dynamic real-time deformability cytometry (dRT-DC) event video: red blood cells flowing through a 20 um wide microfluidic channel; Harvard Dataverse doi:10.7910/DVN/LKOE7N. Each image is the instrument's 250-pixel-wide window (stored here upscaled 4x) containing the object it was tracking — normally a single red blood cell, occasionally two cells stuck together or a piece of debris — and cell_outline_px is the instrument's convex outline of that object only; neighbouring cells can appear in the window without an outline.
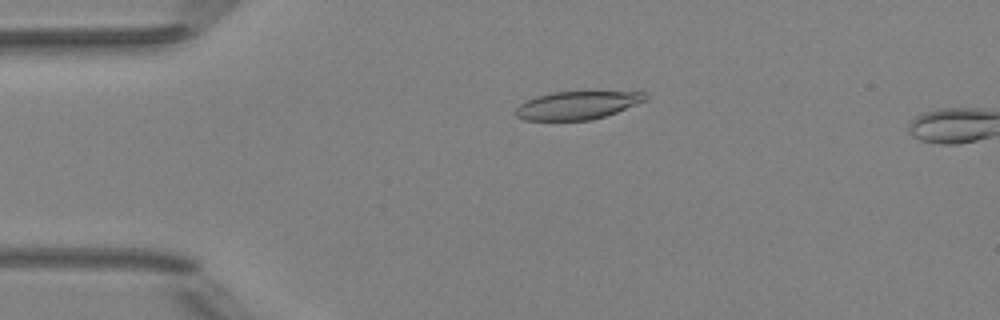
{"species": "Egyptian fruit bat (a non-hibernating species)", "species_latin": "Rousettus aegyptiacus", "temperature_condition": "room temperature", "stored_images_in_passage": 13, "camera_frame_rate_fps": 3000, "um_per_image_px": 0.085, "animal": {"sex": "female"}, "frame": {"image": 1, "passage_image": 11, "time_ms": 3.333, "image_size_px": [1000, 320], "cell_outline_px": [[648, 100], [616, 112], [592, 120], [524, 120], [516, 116], [512, 112], [520, 104], [536, 96], [552, 92], [644, 92], [648, 96]], "centroid_in_image_um": [49.05, 8.95], "position_along_channel_um": 36.0, "area_um2": 21.15}}